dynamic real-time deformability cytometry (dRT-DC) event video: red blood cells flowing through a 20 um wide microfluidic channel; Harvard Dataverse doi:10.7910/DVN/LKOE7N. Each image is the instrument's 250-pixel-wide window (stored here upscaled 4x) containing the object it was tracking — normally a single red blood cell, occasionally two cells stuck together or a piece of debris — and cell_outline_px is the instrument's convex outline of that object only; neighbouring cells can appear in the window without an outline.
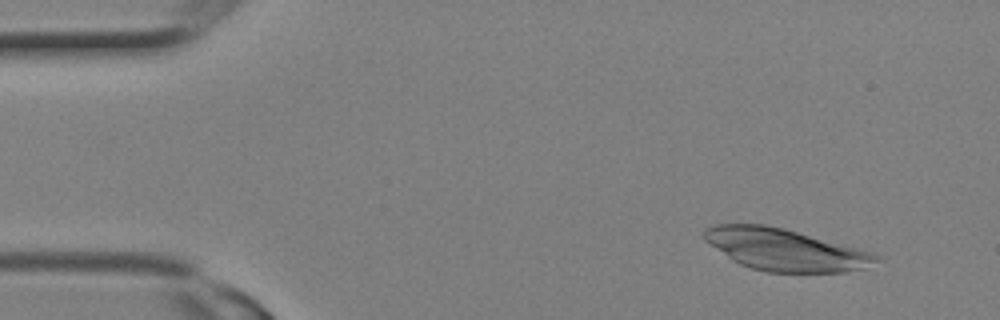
{"species": "Egyptian fruit bat (a non-hibernating species)", "species_latin": "Rousettus aegyptiacus", "temperature_condition": "room temperature", "stored_images_in_passage": 10, "camera_frame_rate_fps": 3000, "um_per_image_px": 0.085, "animal": {"sex": "female"}, "frame": {"image": 1, "passage_image": 2, "time_ms": 0.333, "image_size_px": [1000, 320], "cell_outline_px": [[880, 260], [864, 268], [844, 272], [764, 272], [740, 264], [732, 260], [704, 240], [704, 232], [708, 228], [716, 224], [764, 224], [784, 228], [856, 248], [880, 256]], "centroid_in_image_um": [66.7, 21.23], "position_along_channel_um": 18.3, "area_um2": 41.38}}